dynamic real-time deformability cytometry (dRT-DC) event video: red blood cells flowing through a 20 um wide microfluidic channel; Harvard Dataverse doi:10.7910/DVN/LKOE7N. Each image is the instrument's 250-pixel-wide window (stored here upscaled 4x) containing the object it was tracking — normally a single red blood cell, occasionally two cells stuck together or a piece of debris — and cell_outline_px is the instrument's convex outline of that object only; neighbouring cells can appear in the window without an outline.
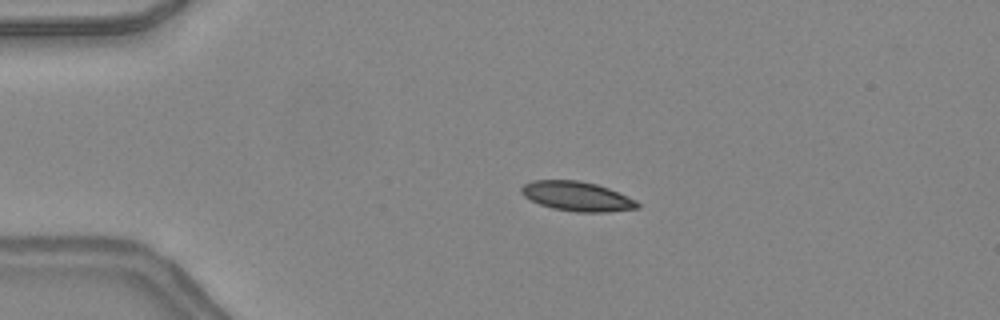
{"species": "common noctule bat (a hibernating species)", "species_latin": "Nyctalus noctula", "temperature_condition": "warm", "stored_images_in_passage": 47, "camera_frame_rate_fps": 3000, "um_per_image_px": 0.085, "animal": {"sex": "female", "body_mass_g": 24.6, "forearm_length_mm": 56.2}, "frame": {"image": 1, "passage_image": 10, "time_ms": 3.0, "image_size_px": [1000, 320], "cell_outline_px": [[640, 208], [604, 212], [576, 212], [552, 208], [540, 204], [524, 196], [520, 192], [520, 188], [524, 184], [532, 180], [580, 180], [596, 184], [608, 188], [636, 200], [640, 204]], "centroid_in_image_um": [49.04, 16.68], "position_along_channel_um": 36.0, "area_um2": 19.94}}
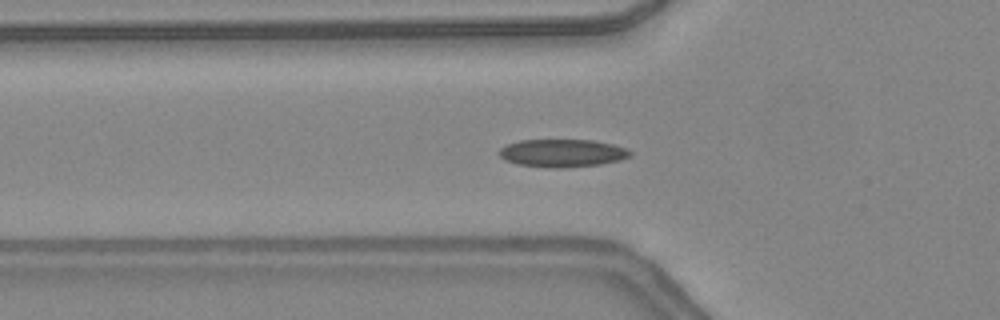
{"frame": {"image": 2, "passage_image": 16, "time_ms": 5.0, "image_size_px": [1000, 320], "cell_outline_px": [[632, 156], [620, 160], [600, 164], [560, 168], [548, 168], [516, 164], [504, 160], [500, 156], [500, 148], [508, 144], [520, 140], [592, 140], [612, 144], [628, 148], [632, 152]], "centroid_in_image_um": [47.81, 13.01], "position_along_channel_um": 78.0, "area_um2": 21.33}}
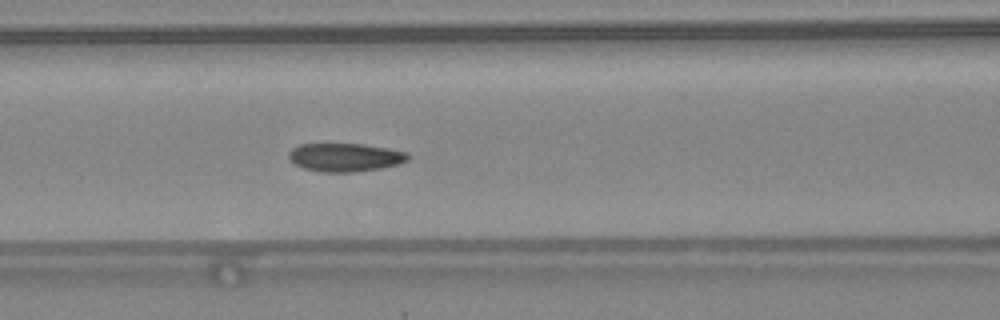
{"frame": {"image": 3, "passage_image": 20, "time_ms": 6.333, "image_size_px": [1000, 320], "cell_outline_px": [[408, 160], [400, 164], [380, 168], [352, 172], [320, 172], [304, 168], [288, 160], [288, 152], [292, 148], [300, 144], [364, 144], [388, 148], [408, 152]], "centroid_in_image_um": [29.32, 13.37], "position_along_channel_um": 137.3, "area_um2": 19.77}, "authors_computed_cell_mechanics": {"area_um2": 19.7676, "velocity_mm_per_s": 4.3611, "shape_relaxation_time_tau1_ms": 3.3392, "shape_relaxation_time_tau2_ms": 1.458, "deformation_change_tau1": 0.117, "deformation_change_tau2": 0.0647}}